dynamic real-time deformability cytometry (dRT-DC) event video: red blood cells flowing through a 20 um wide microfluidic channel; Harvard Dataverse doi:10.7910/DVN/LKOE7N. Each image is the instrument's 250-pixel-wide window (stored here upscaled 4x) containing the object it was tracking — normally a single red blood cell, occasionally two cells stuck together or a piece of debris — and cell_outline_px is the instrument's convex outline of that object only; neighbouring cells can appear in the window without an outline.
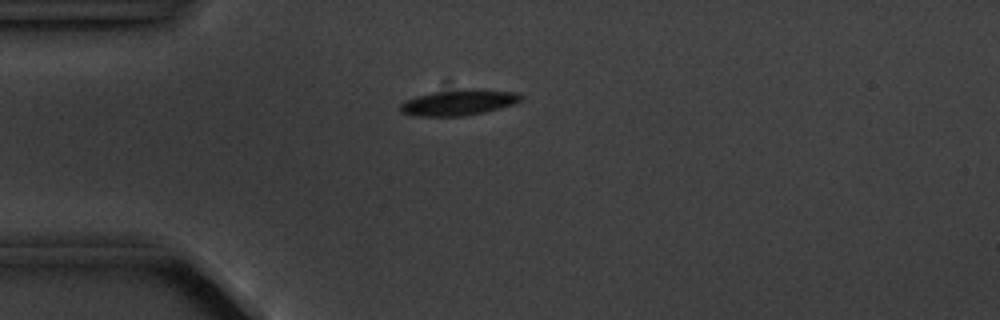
{"species": "common noctule bat (a hibernating species)", "species_latin": "Nyctalus noctula", "temperature_condition": "cold", "stored_images_in_passage": 6, "camera_frame_rate_fps": 3000, "um_per_image_px": 0.085, "animal": {"sex": "male", "body_mass_g": 20.1, "forearm_length_mm": 53.5}, "frame": {"image": 1, "passage_image": 4, "time_ms": 3.333, "image_size_px": [1000, 320], "cell_outline_px": [[524, 96], [520, 100], [512, 104], [500, 108], [484, 112], [464, 116], [412, 116], [400, 112], [400, 104], [404, 100], [416, 96], [432, 92], [460, 88], [476, 88], [516, 92]], "centroid_in_image_um": [38.96, 8.69], "position_along_channel_um": 46.0, "area_um2": 18.44}}
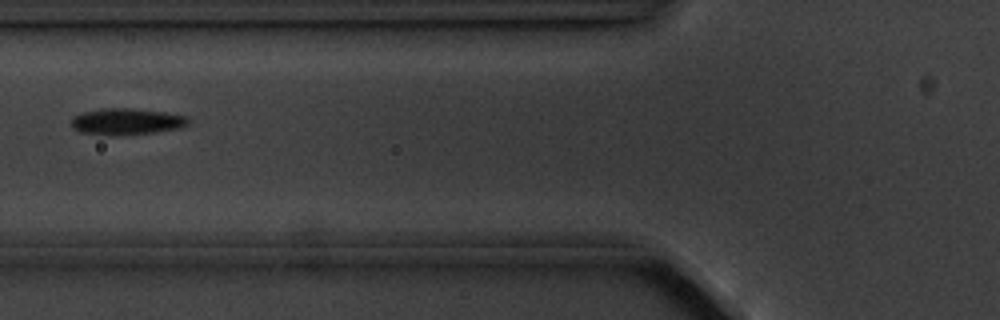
{"frame": {"image": 2, "passage_image": 6, "time_ms": 5.667, "image_size_px": [1000, 320], "cell_outline_px": [[192, 120], [188, 124], [180, 128], [124, 136], [108, 136], [80, 132], [72, 128], [72, 116], [80, 112], [104, 108], [132, 108], [164, 112], [188, 116]], "centroid_in_image_um": [10.74, 10.34], "position_along_channel_um": 115.1, "area_um2": 18.44}}